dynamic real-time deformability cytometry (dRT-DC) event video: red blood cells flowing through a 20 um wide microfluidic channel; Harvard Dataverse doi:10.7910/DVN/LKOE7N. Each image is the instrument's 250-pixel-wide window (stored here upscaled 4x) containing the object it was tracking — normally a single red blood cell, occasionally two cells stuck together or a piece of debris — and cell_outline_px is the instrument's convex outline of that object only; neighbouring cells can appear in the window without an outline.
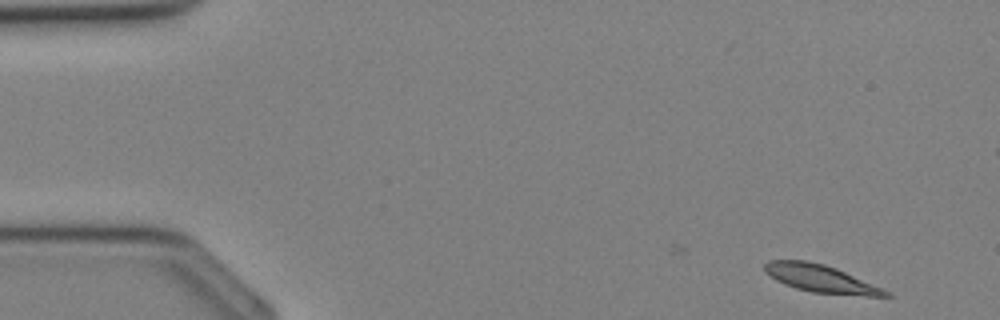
{"species": "Egyptian fruit bat (a non-hibernating species)", "species_latin": "Rousettus aegyptiacus", "temperature_condition": "cold", "stored_images_in_passage": 35, "camera_frame_rate_fps": 3000, "um_per_image_px": 0.085, "animal": {"sex": "female"}, "frame": {"image": 1, "passage_image": 1, "time_ms": 0.0, "image_size_px": [1000, 320], "cell_outline_px": [[892, 296], [868, 296], [812, 292], [796, 288], [784, 284], [776, 280], [764, 272], [764, 264], [768, 260], [804, 260], [824, 264], [836, 268], [880, 288], [888, 292]], "centroid_in_image_um": [69.67, 23.67], "position_along_channel_um": 15.3, "area_um2": 19.07}}
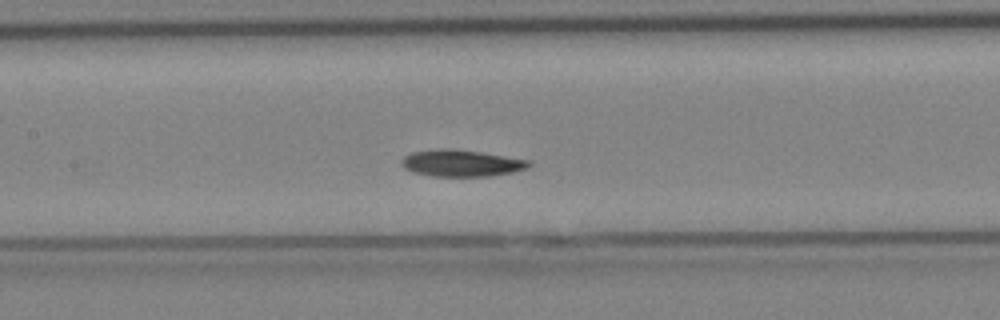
{"frame": {"image": 2, "passage_image": 15, "time_ms": 4.667, "image_size_px": [1000, 320], "cell_outline_px": [[532, 164], [528, 168], [512, 172], [492, 176], [432, 176], [412, 172], [404, 168], [400, 164], [400, 160], [404, 156], [412, 152], [440, 148], [452, 148], [480, 152], [532, 160]], "centroid_in_image_um": [39.21, 13.86], "position_along_channel_um": 168.2, "area_um2": 20.06}}
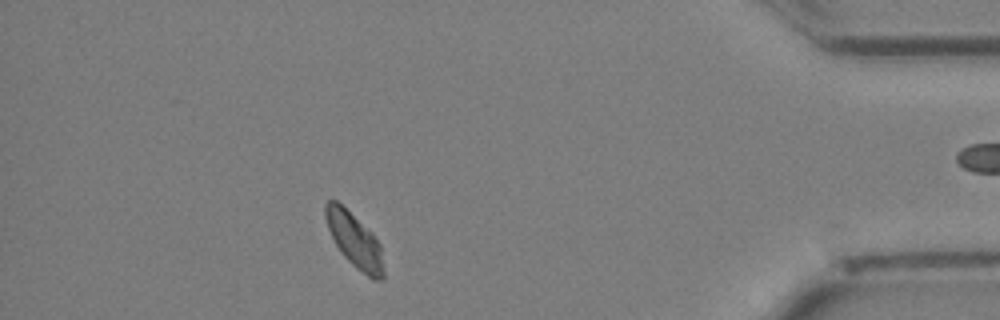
{"frame": {"image": 3, "passage_image": 30, "time_ms": 9.667, "image_size_px": [1000, 320], "cell_outline_px": [[384, 280], [372, 280], [356, 268], [340, 252], [328, 228], [324, 216], [324, 204], [328, 200], [336, 200], [372, 232], [380, 244], [384, 272]], "centroid_in_image_um": [30.14, 20.44], "position_along_channel_um": 405.1, "area_um2": 18.44}}